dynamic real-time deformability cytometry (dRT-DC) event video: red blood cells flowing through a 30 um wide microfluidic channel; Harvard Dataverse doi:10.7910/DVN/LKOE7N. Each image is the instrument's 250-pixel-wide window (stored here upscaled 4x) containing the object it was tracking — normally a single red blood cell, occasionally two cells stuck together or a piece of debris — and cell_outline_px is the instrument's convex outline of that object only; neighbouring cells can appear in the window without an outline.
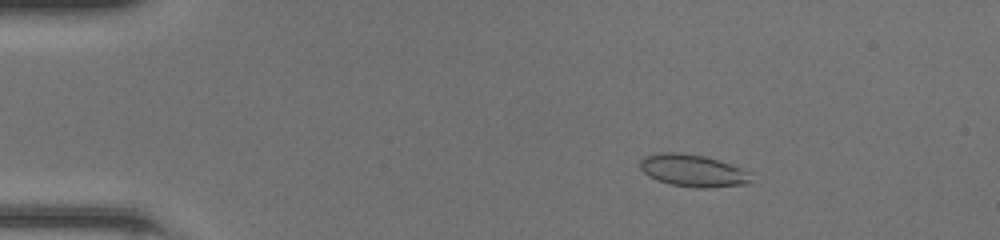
{"species": "common noctule bat (a hibernating species)", "species_latin": "Nyctalus noctula", "temperature_condition": "room temperature", "stored_images_in_passage": 50, "camera_frame_rate_fps": 3000, "um_per_image_px": 0.085, "animal": {"sex": "female", "body_mass_g": 20.0, "forearm_length_mm": 54.0}, "frame": {"image": 1, "passage_image": 9, "time_ms": 2.667, "image_size_px": [1000, 240], "cell_outline_px": [[752, 184], [708, 188], [696, 188], [668, 184], [656, 180], [648, 176], [640, 168], [640, 160], [644, 156], [660, 152], [676, 152], [704, 156], [752, 172]], "centroid_in_image_um": [58.91, 14.52], "position_along_channel_um": 26.1, "area_um2": 21.1}}
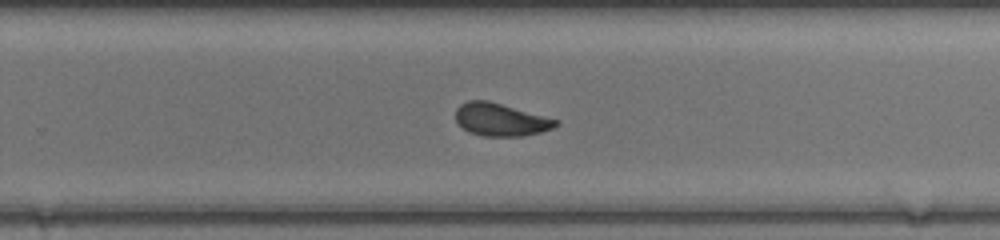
{"frame": {"image": 2, "passage_image": 33, "time_ms": 10.667, "image_size_px": [1000, 240], "cell_outline_px": [[560, 124], [552, 128], [540, 132], [524, 136], [484, 136], [468, 132], [456, 120], [456, 108], [460, 104], [468, 100], [488, 100], [556, 120]], "centroid_in_image_um": [42.51, 10.17], "position_along_channel_um": 287.3, "area_um2": 18.79}}
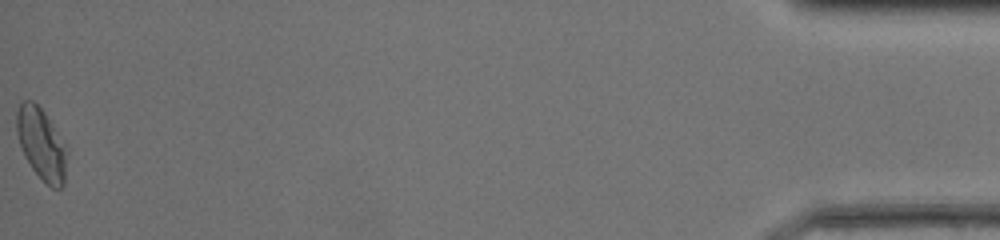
{"frame": {"image": 3, "passage_image": 50, "time_ms": 16.333, "image_size_px": [1000, 240], "cell_outline_px": [[68, 152], [64, 184], [60, 188], [52, 188], [32, 168], [24, 156], [16, 132], [16, 112], [20, 104], [24, 100], [32, 100], [44, 112], [68, 148]], "centroid_in_image_um": [3.53, 12.23], "position_along_channel_um": 431.7, "area_um2": 20.92}, "authors_computed_cell_mechanics": {"area_um2": 19.8832, "velocity_mm_per_s": 4.2714, "shape_relaxation_time_tau1_ms": 5.7139, "shape_relaxation_time_tau2_ms": 0.9606, "deformation_change_tau1": 0.1572, "deformation_change_tau2": 0.0429}}